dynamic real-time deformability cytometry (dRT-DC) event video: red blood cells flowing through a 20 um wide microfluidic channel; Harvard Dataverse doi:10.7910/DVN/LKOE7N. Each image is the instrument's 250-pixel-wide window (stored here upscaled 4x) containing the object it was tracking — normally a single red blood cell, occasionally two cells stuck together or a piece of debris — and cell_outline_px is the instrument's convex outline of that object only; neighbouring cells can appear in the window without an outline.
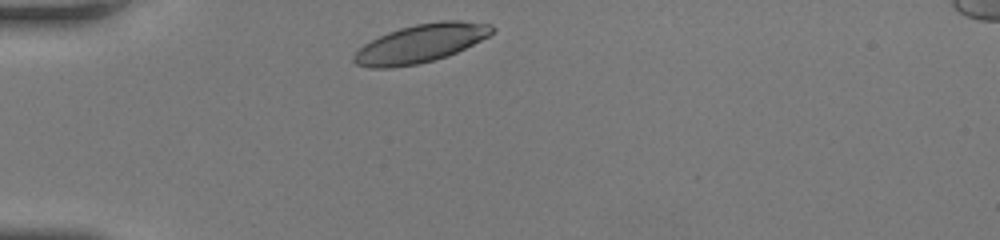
{"species": "human", "species_latin": "Homo sapiens", "temperature_condition": "room temperature", "stored_images_in_passage": 28, "camera_frame_rate_fps": 3000, "um_per_image_px": 0.085, "donor": {"sex": "female"}, "frame": {"image": 1, "passage_image": 1, "time_ms": 0.0, "image_size_px": [1000, 240], "cell_outline_px": [[496, 32], [456, 52], [432, 60], [416, 64], [392, 68], [368, 68], [356, 64], [352, 60], [352, 56], [364, 44], [388, 32], [400, 28], [416, 24], [440, 20], [460, 20], [492, 24], [496, 28]], "centroid_in_image_um": [35.76, 3.68], "position_along_channel_um": 49.2, "area_um2": 30.69}}
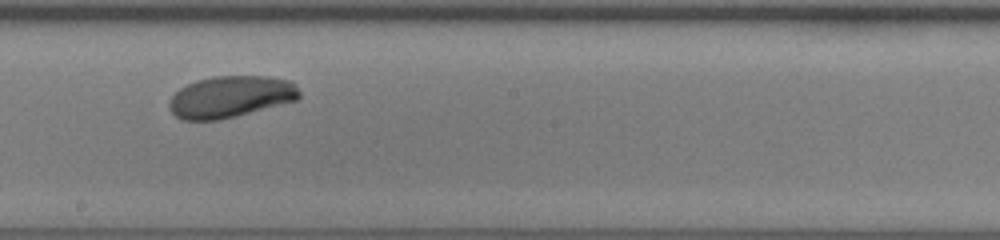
{"frame": {"image": 2, "passage_image": 16, "time_ms": 5.0, "image_size_px": [1000, 240], "cell_outline_px": [[300, 96], [296, 100], [236, 116], [220, 120], [180, 120], [168, 108], [168, 100], [180, 88], [196, 80], [212, 76], [268, 76], [292, 80], [300, 92]], "centroid_in_image_um": [19.58, 8.22], "position_along_channel_um": 228.6, "area_um2": 31.73}}
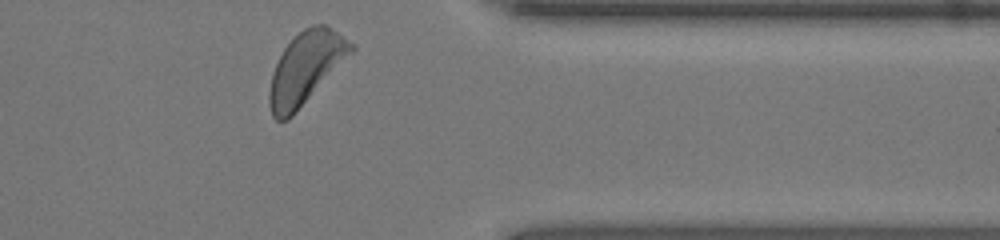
{"frame": {"image": 3, "passage_image": 28, "time_ms": 9.0, "image_size_px": [1000, 240], "cell_outline_px": [[356, 48], [292, 116], [288, 120], [276, 120], [272, 116], [268, 104], [268, 92], [272, 72], [284, 48], [304, 28], [312, 24], [324, 24], [356, 44]], "centroid_in_image_um": [25.97, 5.78], "position_along_channel_um": 385.4, "area_um2": 33.81}, "authors_computed_cell_mechanics": {"area_um2": 31.79, "velocity_mm_per_s": 4.1131, "shape_relaxation_time_tau1_ms": 4.1476, "shape_relaxation_time_tau2_ms": null, "deformation_change_tau1": 0.1833, "deformation_change_tau2": null}}